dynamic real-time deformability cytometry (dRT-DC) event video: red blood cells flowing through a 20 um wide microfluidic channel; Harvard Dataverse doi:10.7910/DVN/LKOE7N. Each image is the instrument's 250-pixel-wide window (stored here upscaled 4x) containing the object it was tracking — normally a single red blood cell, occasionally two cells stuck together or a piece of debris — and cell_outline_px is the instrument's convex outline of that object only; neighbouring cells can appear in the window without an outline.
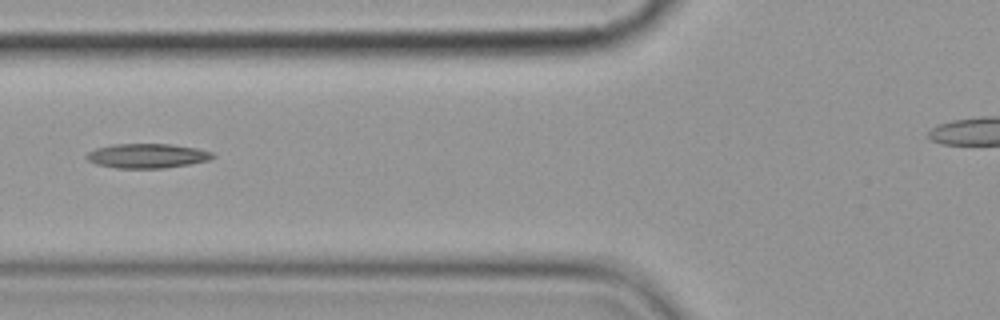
{"species": "common noctule bat (a hibernating species)", "species_latin": "Nyctalus noctula", "temperature_condition": "cold", "stored_images_in_passage": 6, "camera_frame_rate_fps": 3000, "um_per_image_px": 0.085, "animal": {"sex": "female", "body_mass_g": 19.9}, "frame": {"image": 1, "passage_image": 6, "time_ms": 5.667, "image_size_px": [1000, 320], "cell_outline_px": [[216, 156], [208, 160], [188, 164], [164, 168], [116, 168], [96, 164], [88, 160], [84, 156], [88, 152], [96, 148], [112, 144], [172, 144], [196, 148], [212, 152]], "centroid_in_image_um": [12.48, 13.24], "position_along_channel_um": 113.3, "area_um2": 17.98}}